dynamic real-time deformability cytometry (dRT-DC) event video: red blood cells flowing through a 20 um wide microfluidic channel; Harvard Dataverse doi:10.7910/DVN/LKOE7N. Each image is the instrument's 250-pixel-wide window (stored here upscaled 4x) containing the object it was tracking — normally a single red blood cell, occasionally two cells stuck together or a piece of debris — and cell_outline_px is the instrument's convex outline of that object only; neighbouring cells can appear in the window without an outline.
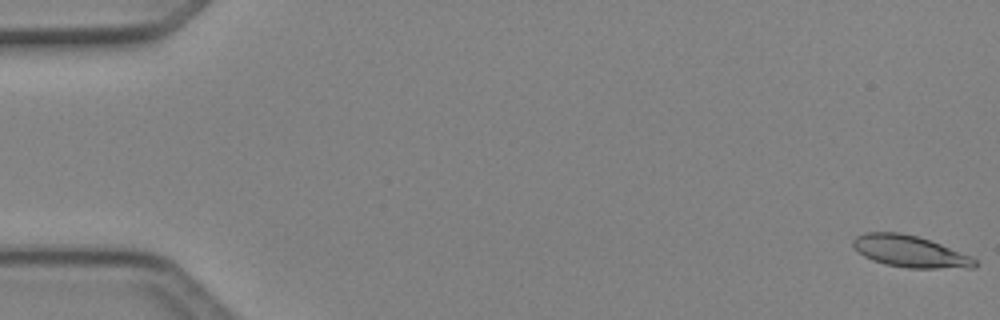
{"species": "Egyptian fruit bat (a non-hibernating species)", "species_latin": "Rousettus aegyptiacus", "temperature_condition": "cold", "stored_images_in_passage": 50, "camera_frame_rate_fps": 3000, "um_per_image_px": 0.085, "animal": {"sex": "female"}, "frame": {"image": 1, "passage_image": 1, "time_ms": 0.0, "image_size_px": [1000, 320], "cell_outline_px": [[976, 268], [908, 268], [884, 264], [872, 260], [864, 256], [852, 244], [852, 240], [856, 236], [864, 232], [900, 232], [916, 236], [940, 244], [972, 256], [976, 260]], "centroid_in_image_um": [77.35, 21.37], "position_along_channel_um": 7.7, "area_um2": 22.43}}
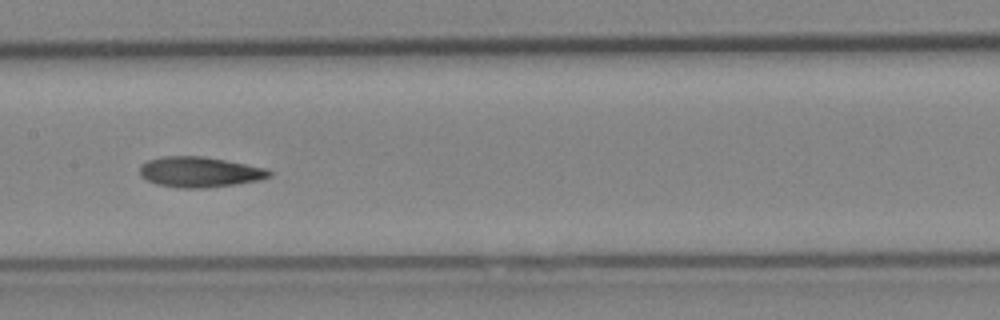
{"frame": {"image": 2, "passage_image": 26, "time_ms": 8.333, "image_size_px": [1000, 320], "cell_outline_px": [[272, 176], [260, 180], [236, 184], [204, 188], [180, 188], [156, 184], [140, 176], [140, 164], [148, 160], [164, 156], [204, 156], [268, 168], [272, 172]], "centroid_in_image_um": [16.99, 14.62], "position_along_channel_um": 190.4, "area_um2": 23.12}}
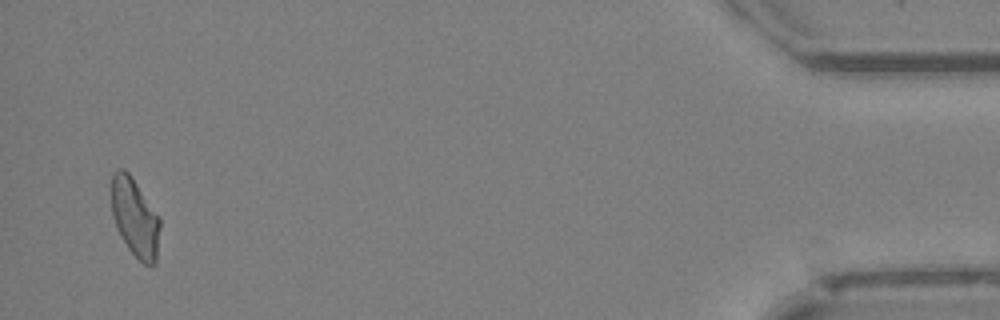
{"frame": {"image": 3, "passage_image": 49, "time_ms": 16.0, "image_size_px": [1000, 320], "cell_outline_px": [[160, 228], [156, 264], [144, 264], [128, 248], [120, 236], [116, 228], [112, 216], [112, 176], [116, 168], [124, 168], [128, 172], [160, 220]], "centroid_in_image_um": [11.45, 18.51], "position_along_channel_um": 423.8, "area_um2": 21.79}, "authors_computed_cell_mechanics": {"area_um2": 22.4264, "velocity_mm_per_s": 4.0874, "shape_relaxation_time_tau1_ms": 5.411, "shape_relaxation_time_tau2_ms": 6.0844, "deformation_change_tau1": 0.1284, "deformation_change_tau2": 0.105}}